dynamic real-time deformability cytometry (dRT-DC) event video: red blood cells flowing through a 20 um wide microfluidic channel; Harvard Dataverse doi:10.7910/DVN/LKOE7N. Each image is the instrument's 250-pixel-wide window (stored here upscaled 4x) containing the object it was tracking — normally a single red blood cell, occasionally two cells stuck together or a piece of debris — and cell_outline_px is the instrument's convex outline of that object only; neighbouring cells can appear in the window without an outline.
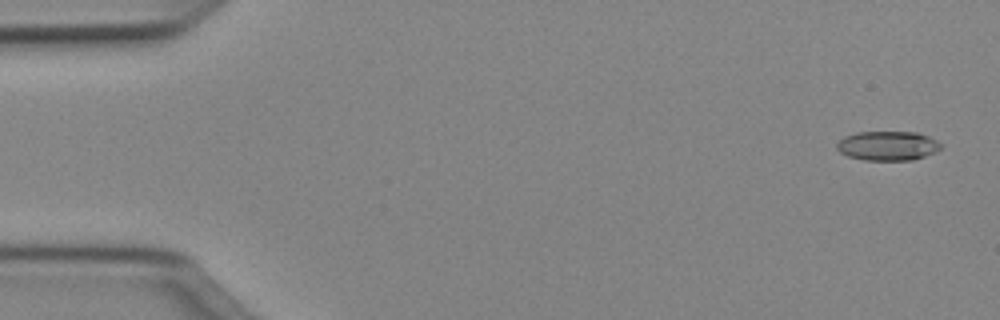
{"species": "Egyptian fruit bat (a non-hibernating species)", "species_latin": "Rousettus aegyptiacus", "temperature_condition": "cold", "stored_images_in_passage": 50, "camera_frame_rate_fps": 3000, "um_per_image_px": 0.085, "animal": {"sex": "female"}, "frame": {"image": 1, "passage_image": 2, "time_ms": 0.333, "image_size_px": [1000, 320], "cell_outline_px": [[940, 148], [924, 156], [912, 160], [864, 160], [848, 156], [840, 152], [836, 148], [836, 144], [844, 136], [856, 132], [916, 132], [928, 136], [936, 140], [940, 144]], "centroid_in_image_um": [75.4, 12.38], "position_along_channel_um": 9.6, "area_um2": 17.63}}
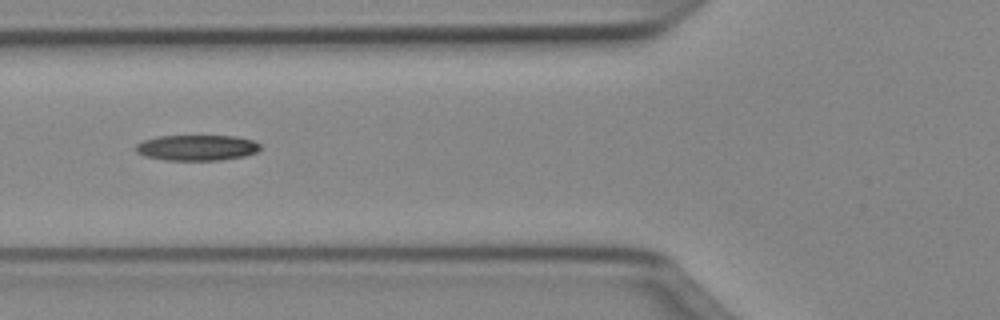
{"frame": {"image": 2, "passage_image": 19, "time_ms": 6.0, "image_size_px": [1000, 320], "cell_outline_px": [[264, 148], [256, 152], [244, 156], [220, 160], [164, 160], [144, 156], [136, 152], [136, 144], [144, 140], [156, 136], [236, 136], [252, 140], [260, 144]], "centroid_in_image_um": [16.74, 12.55], "position_along_channel_um": 109.1, "area_um2": 18.73}}
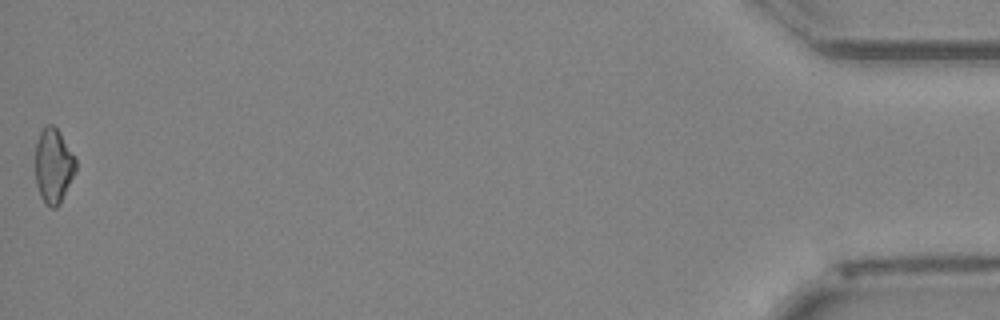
{"frame": {"image": 3, "passage_image": 50, "time_ms": 16.333, "image_size_px": [1000, 320], "cell_outline_px": [[76, 172], [60, 204], [56, 208], [48, 208], [44, 204], [40, 196], [36, 184], [36, 144], [40, 132], [44, 124], [52, 124], [60, 132], [76, 160]], "centroid_in_image_um": [4.54, 14.13], "position_along_channel_um": 430.7, "area_um2": 17.8}}